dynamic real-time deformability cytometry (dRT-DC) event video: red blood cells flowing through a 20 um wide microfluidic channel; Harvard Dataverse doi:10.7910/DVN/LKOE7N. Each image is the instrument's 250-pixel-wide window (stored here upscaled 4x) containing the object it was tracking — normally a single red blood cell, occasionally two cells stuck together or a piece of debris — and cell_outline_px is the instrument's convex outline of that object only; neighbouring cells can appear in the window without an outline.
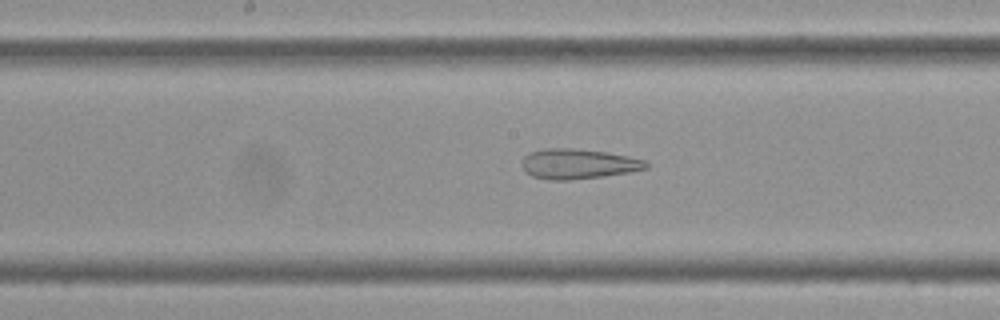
{"species": "Egyptian fruit bat (a non-hibernating species)", "species_latin": "Rousettus aegyptiacus", "temperature_condition": "cold", "stored_images_in_passage": 48, "camera_frame_rate_fps": 3000, "um_per_image_px": 0.085, "frame": {"image": 1, "passage_image": 26, "time_ms": 8.333, "image_size_px": [1000, 320], "cell_outline_px": [[648, 168], [632, 172], [604, 176], [568, 180], [552, 180], [532, 176], [524, 172], [524, 156], [532, 152], [544, 148], [572, 148], [608, 152], [648, 160]], "centroid_in_image_um": [49.21, 13.93], "position_along_channel_um": 199.0, "area_um2": 21.79}}
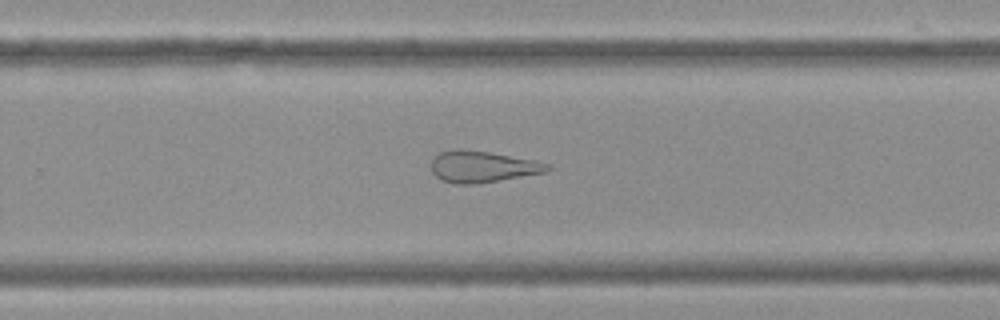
{"frame": {"image": 2, "passage_image": 34, "time_ms": 11.0, "image_size_px": [1000, 320], "cell_outline_px": [[552, 168], [544, 172], [476, 184], [456, 184], [444, 180], [436, 176], [432, 172], [432, 160], [440, 152], [452, 148], [460, 148], [488, 152], [536, 160], [552, 164]], "centroid_in_image_um": [41.02, 14.15], "position_along_channel_um": 288.8, "area_um2": 21.21}}
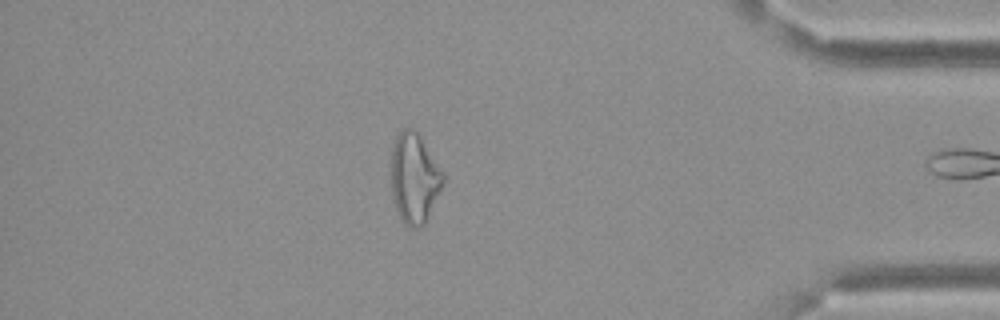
{"frame": {"image": 3, "passage_image": 47, "time_ms": 15.333, "image_size_px": [1000, 320], "cell_outline_px": [[444, 180], [424, 224], [420, 228], [408, 228], [400, 220], [392, 196], [392, 144], [396, 136], [408, 124], [420, 136], [444, 172]], "centroid_in_image_um": [35.2, 15.14], "position_along_channel_um": 400.0, "area_um2": 27.17}}